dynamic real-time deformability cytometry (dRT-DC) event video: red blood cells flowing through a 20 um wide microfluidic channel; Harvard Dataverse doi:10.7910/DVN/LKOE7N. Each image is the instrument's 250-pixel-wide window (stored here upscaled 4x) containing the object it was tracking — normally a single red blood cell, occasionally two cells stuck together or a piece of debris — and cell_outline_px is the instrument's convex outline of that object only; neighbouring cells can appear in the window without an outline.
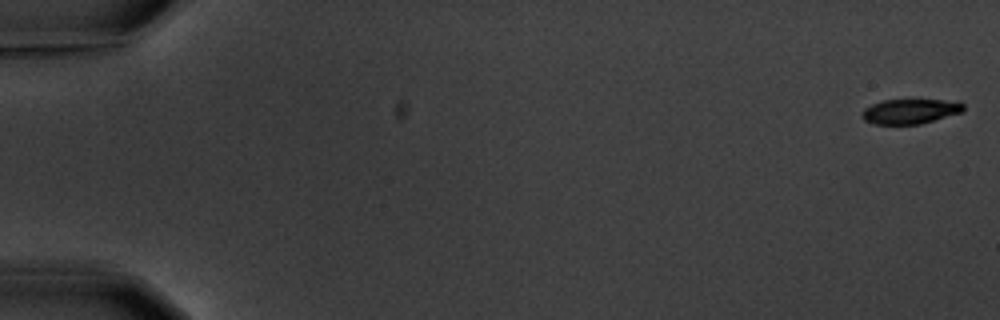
{"species": "common noctule bat (a hibernating species)", "species_latin": "Nyctalus noctula", "temperature_condition": "warm", "stored_images_in_passage": 5, "camera_frame_rate_fps": 3000, "um_per_image_px": 0.085, "animal": {"sex": "male", "body_mass_g": 20.1, "forearm_length_mm": 53.5}, "frame": {"image": 1, "passage_image": 1, "time_ms": 0.0, "image_size_px": [1000, 320], "cell_outline_px": [[964, 112], [920, 124], [876, 124], [864, 120], [860, 116], [860, 112], [864, 108], [872, 104], [884, 100], [960, 100], [964, 104]], "centroid_in_image_um": [77.4, 9.46], "position_along_channel_um": 7.6, "area_um2": 14.91}}
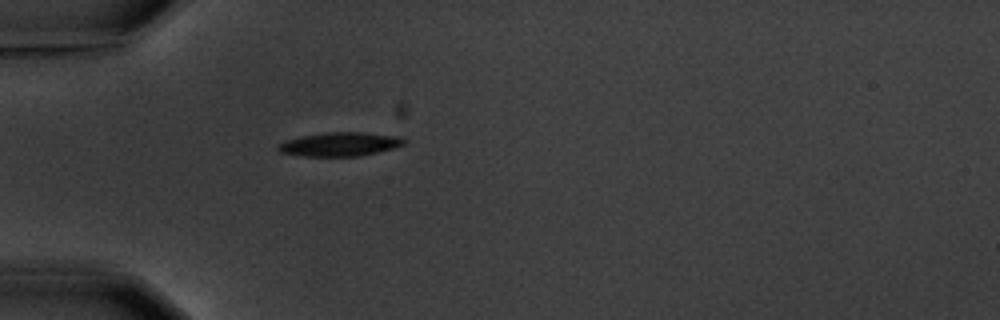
{"frame": {"image": 2, "passage_image": 5, "time_ms": 5.667, "image_size_px": [1000, 320], "cell_outline_px": [[408, 140], [404, 144], [392, 148], [360, 156], [304, 156], [280, 152], [276, 148], [280, 144], [288, 140], [300, 136], [324, 132], [360, 132], [400, 136]], "centroid_in_image_um": [28.91, 12.25], "position_along_channel_um": 56.1, "area_um2": 17.4}}